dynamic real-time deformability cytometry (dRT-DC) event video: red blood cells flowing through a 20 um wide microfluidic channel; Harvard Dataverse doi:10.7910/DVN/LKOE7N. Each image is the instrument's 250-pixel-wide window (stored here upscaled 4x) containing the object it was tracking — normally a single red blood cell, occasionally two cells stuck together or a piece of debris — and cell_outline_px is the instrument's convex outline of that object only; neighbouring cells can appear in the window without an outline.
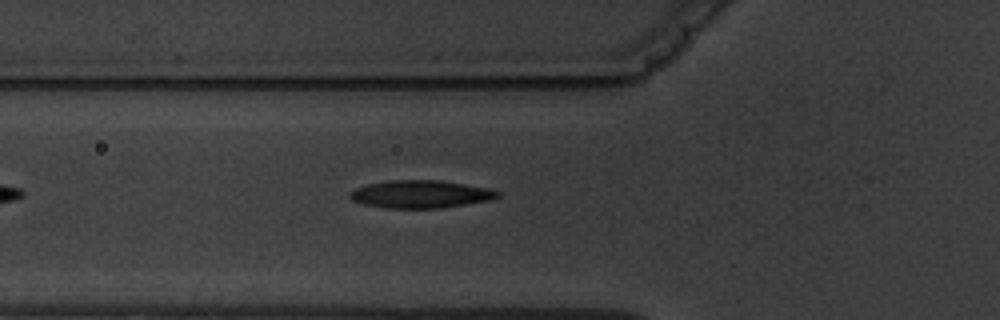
{"species": "common noctule bat (a hibernating species)", "species_latin": "Nyctalus noctula", "temperature_condition": "warm", "stored_images_in_passage": 6, "camera_frame_rate_fps": 3000, "um_per_image_px": 0.085, "animal": {"sex": "male", "body_mass_g": 19.5, "forearm_length_mm": 54.6}, "frame": {"image": 1, "passage_image": 6, "time_ms": 6.0, "image_size_px": [1000, 320], "cell_outline_px": [[500, 196], [492, 200], [440, 208], [384, 208], [364, 204], [352, 200], [348, 196], [356, 188], [368, 184], [388, 180], [440, 180], [488, 188], [500, 192]], "centroid_in_image_um": [35.77, 16.5], "position_along_channel_um": 90.0, "area_um2": 23.81}}